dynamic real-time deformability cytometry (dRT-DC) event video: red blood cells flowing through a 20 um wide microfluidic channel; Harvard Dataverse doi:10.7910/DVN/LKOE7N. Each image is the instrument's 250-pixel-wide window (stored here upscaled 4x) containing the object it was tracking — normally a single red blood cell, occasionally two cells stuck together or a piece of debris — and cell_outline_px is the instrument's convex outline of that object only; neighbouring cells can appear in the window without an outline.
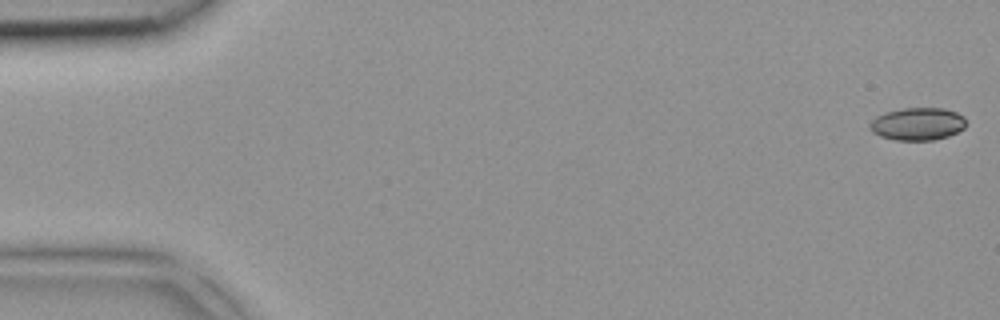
{"species": "common noctule bat (a hibernating species)", "species_latin": "Nyctalus noctula", "temperature_condition": "room temperature", "stored_images_in_passage": 4, "camera_frame_rate_fps": 3000, "um_per_image_px": 0.085, "animal": {"sex": "female", "body_mass_g": 18.4}, "frame": {"image": 1, "passage_image": 1, "time_ms": 0.0, "image_size_px": [1000, 320], "cell_outline_px": [[964, 128], [948, 136], [932, 140], [896, 140], [880, 136], [872, 132], [868, 128], [868, 124], [876, 116], [884, 112], [900, 108], [944, 108], [956, 112], [964, 116]], "centroid_in_image_um": [77.94, 10.52], "position_along_channel_um": 7.1, "area_um2": 18.38}}
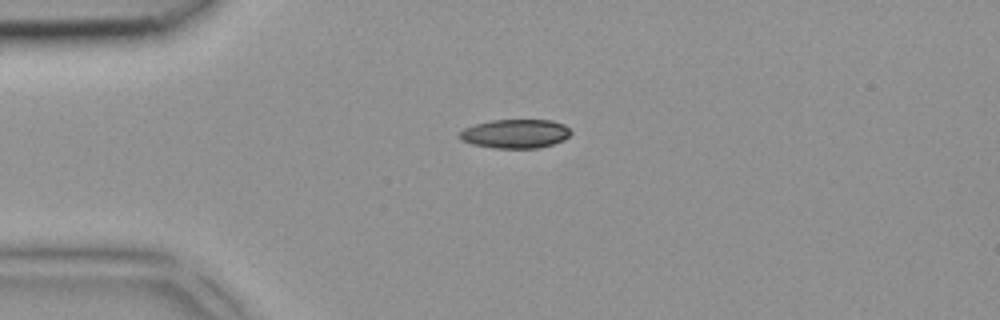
{"frame": {"image": 2, "passage_image": 3, "time_ms": 0.667, "image_size_px": [1000, 320], "cell_outline_px": [[572, 132], [564, 140], [540, 148], [492, 148], [472, 144], [460, 140], [460, 132], [464, 128], [476, 124], [492, 120], [552, 120], [564, 124]], "centroid_in_image_um": [43.81, 11.37], "position_along_channel_um": 41.2, "area_um2": 18.79}}